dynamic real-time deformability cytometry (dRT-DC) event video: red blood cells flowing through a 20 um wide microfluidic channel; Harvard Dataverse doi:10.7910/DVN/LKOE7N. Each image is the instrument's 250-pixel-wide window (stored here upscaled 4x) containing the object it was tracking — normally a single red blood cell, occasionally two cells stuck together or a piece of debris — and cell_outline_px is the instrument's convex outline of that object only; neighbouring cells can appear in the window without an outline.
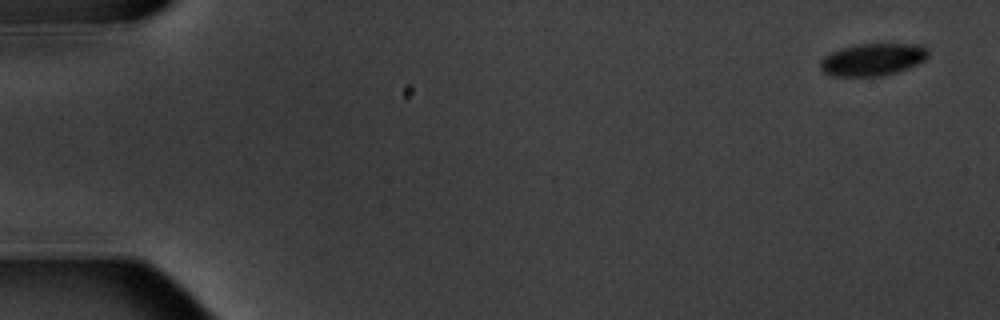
{"species": "common noctule bat (a hibernating species)", "species_latin": "Nyctalus noctula", "temperature_condition": "warm", "stored_images_in_passage": 3, "camera_frame_rate_fps": 3000, "um_per_image_px": 0.085, "animal": {"sex": "male", "body_mass_g": 20.1, "forearm_length_mm": 53.5}, "frame": {"image": 1, "passage_image": 1, "time_ms": 0.0, "image_size_px": [1000, 320], "cell_outline_px": [[928, 56], [924, 60], [908, 68], [896, 72], [880, 76], [832, 76], [824, 72], [820, 68], [820, 60], [824, 56], [832, 52], [856, 44], [920, 44], [928, 52]], "centroid_in_image_um": [74.16, 5.06], "position_along_channel_um": 10.8, "area_um2": 20.11}}